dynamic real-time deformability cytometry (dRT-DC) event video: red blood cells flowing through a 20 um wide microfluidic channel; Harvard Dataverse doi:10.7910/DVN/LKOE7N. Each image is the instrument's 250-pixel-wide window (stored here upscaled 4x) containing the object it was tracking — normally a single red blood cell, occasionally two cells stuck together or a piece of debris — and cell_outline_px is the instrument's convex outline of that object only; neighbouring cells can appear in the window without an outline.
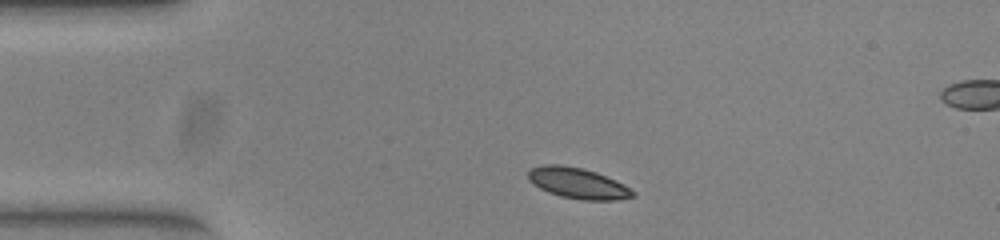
{"species": "common noctule bat (a hibernating species)", "species_latin": "Nyctalus noctula", "temperature_condition": "warm", "stored_images_in_passage": 43, "segment_of_instrument_passage": [1, 2], "camera_frame_rate_fps": 3000, "um_per_image_px": 0.085, "animal": {"sex": "female", "body_mass_g": 23.0, "forearm_length_mm": 53.4}, "frame": {"image": 1, "passage_image": 1, "time_ms": 0.0, "image_size_px": [1000, 240], "cell_outline_px": [[636, 196], [616, 200], [580, 200], [560, 196], [548, 192], [532, 184], [528, 180], [528, 172], [532, 168], [544, 164], [560, 164], [584, 168], [596, 172], [624, 184], [636, 192]], "centroid_in_image_um": [49.12, 15.57], "position_along_channel_um": 35.9, "area_um2": 18.96}}
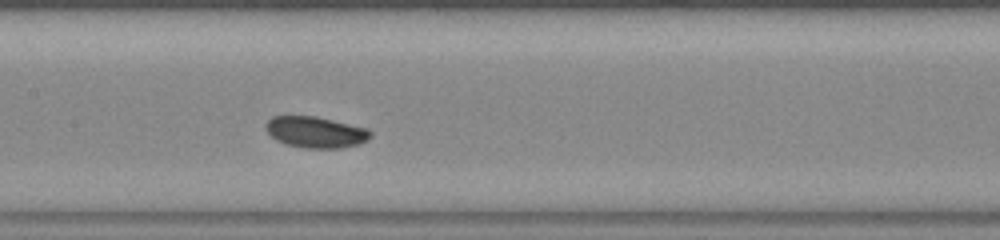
{"frame": {"image": 2, "passage_image": 15, "time_ms": 4.667, "image_size_px": [1000, 240], "cell_outline_px": [[372, 136], [368, 140], [360, 144], [340, 148], [308, 148], [288, 144], [276, 140], [264, 128], [264, 124], [272, 116], [316, 116], [368, 128], [372, 132]], "centroid_in_image_um": [26.86, 11.22], "position_along_channel_um": 180.5, "area_um2": 19.13}}
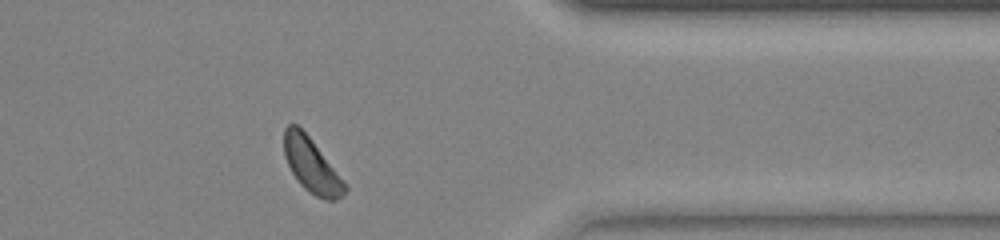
{"frame": {"image": 3, "passage_image": 32, "time_ms": 10.333, "image_size_px": [1000, 240], "cell_outline_px": [[348, 188], [344, 196], [336, 200], [324, 200], [308, 192], [300, 184], [292, 172], [284, 156], [284, 128], [288, 124], [296, 124], [312, 140]], "centroid_in_image_um": [26.46, 14.08], "position_along_channel_um": 384.9, "area_um2": 18.9}}